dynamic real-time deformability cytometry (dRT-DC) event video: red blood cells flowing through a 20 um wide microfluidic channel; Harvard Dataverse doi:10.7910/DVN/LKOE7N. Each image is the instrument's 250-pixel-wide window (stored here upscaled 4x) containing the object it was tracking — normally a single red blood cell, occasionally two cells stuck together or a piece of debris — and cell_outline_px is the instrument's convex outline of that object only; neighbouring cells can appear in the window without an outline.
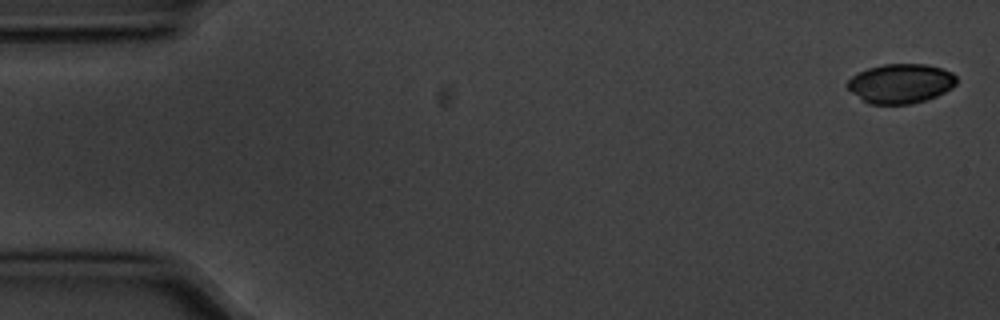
{"species": "common noctule bat (a hibernating species)", "species_latin": "Nyctalus noctula", "temperature_condition": "cold", "stored_images_in_passage": 5, "camera_frame_rate_fps": 3000, "um_per_image_px": 0.085, "animal": {"sex": "male", "body_mass_g": 20.1, "forearm_length_mm": 53.5}, "frame": {"image": 1, "passage_image": 1, "time_ms": 0.0, "image_size_px": [1000, 320], "cell_outline_px": [[956, 84], [952, 88], [936, 96], [912, 104], [868, 104], [852, 92], [844, 84], [852, 76], [868, 68], [884, 64], [924, 64], [940, 68], [952, 72], [956, 76]], "centroid_in_image_um": [76.54, 7.1], "position_along_channel_um": 8.5, "area_um2": 25.03}}
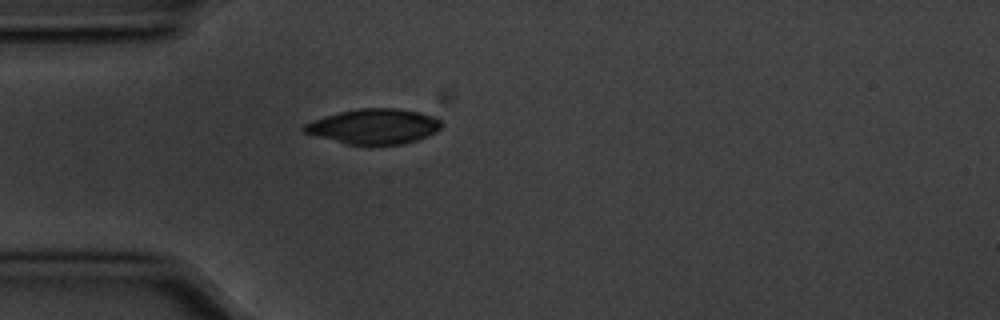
{"frame": {"image": 2, "passage_image": 5, "time_ms": 1.333, "image_size_px": [1000, 320], "cell_outline_px": [[444, 124], [436, 132], [416, 140], [404, 144], [368, 148], [344, 144], [316, 136], [304, 132], [300, 128], [304, 124], [324, 116], [340, 112], [360, 108], [396, 108], [420, 112], [436, 116]], "centroid_in_image_um": [31.79, 10.78], "position_along_channel_um": 53.2, "area_um2": 29.02}}